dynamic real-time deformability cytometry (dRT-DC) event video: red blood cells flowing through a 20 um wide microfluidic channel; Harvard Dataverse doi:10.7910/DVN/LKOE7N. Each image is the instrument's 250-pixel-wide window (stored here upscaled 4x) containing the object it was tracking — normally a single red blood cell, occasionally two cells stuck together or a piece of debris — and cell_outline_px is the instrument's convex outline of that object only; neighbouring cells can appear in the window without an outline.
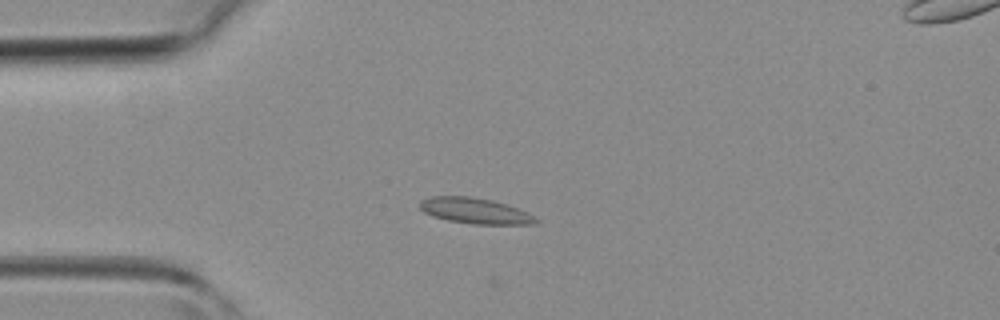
{"species": "common noctule bat (a hibernating species)", "species_latin": "Nyctalus noctula", "temperature_condition": "room temperature", "stored_images_in_passage": 41, "camera_frame_rate_fps": 3000, "um_per_image_px": 0.085, "animal": {"sex": "female", "body_mass_g": 19.3, "forearm_length_mm": 54.1}, "frame": {"image": 1, "passage_image": 7, "time_ms": 2.0, "image_size_px": [1000, 320], "cell_outline_px": [[540, 220], [536, 224], [472, 224], [448, 220], [432, 216], [424, 212], [420, 208], [420, 200], [432, 196], [472, 196], [492, 200], [508, 204], [528, 212], [536, 216]], "centroid_in_image_um": [40.42, 17.91], "position_along_channel_um": 44.6, "area_um2": 17.63}}
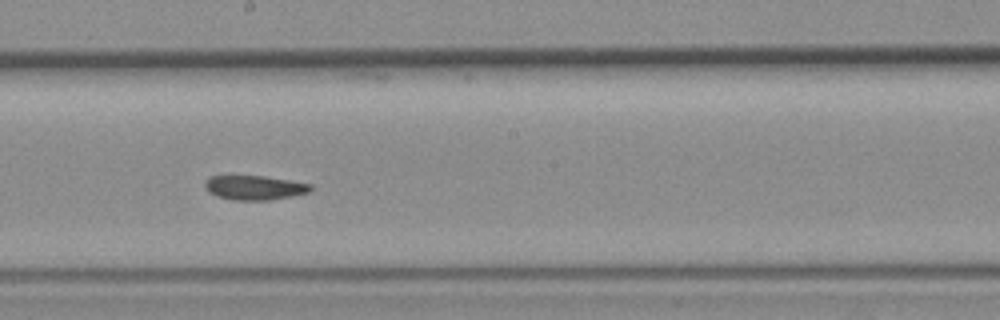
{"frame": {"image": 2, "passage_image": 20, "time_ms": 6.333, "image_size_px": [1000, 320], "cell_outline_px": [[312, 188], [308, 192], [292, 196], [268, 200], [232, 200], [216, 196], [208, 192], [204, 184], [204, 180], [208, 176], [264, 176], [312, 184]], "centroid_in_image_um": [21.59, 15.95], "position_along_channel_um": 226.6, "area_um2": 15.03}}
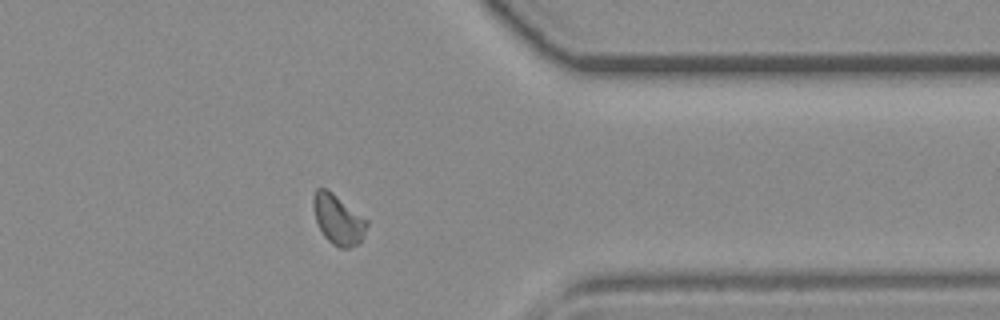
{"frame": {"image": 3, "passage_image": 31, "time_ms": 10.0, "image_size_px": [1000, 320], "cell_outline_px": [[368, 224], [364, 236], [360, 244], [348, 248], [340, 248], [332, 244], [324, 236], [316, 220], [312, 208], [312, 196], [316, 188], [324, 188], [332, 192], [368, 220]], "centroid_in_image_um": [28.74, 18.66], "position_along_channel_um": 382.7, "area_um2": 15.72}}